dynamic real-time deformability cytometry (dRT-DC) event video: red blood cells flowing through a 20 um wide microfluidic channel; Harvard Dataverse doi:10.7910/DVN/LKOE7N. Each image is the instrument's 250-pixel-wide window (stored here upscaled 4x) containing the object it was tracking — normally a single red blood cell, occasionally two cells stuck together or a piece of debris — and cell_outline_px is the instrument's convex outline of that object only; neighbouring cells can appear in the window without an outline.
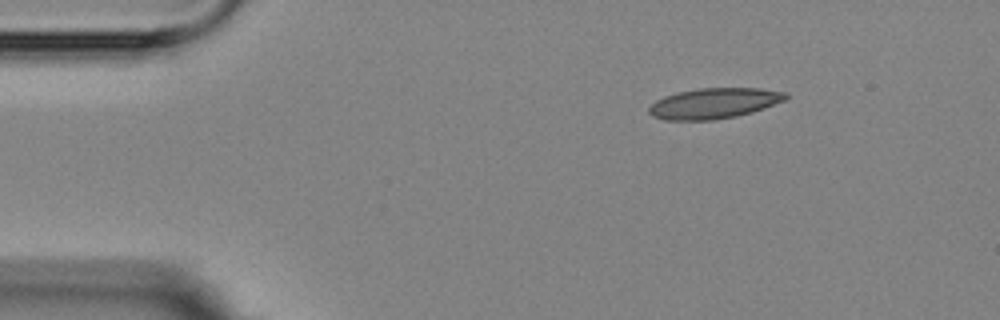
{"species": "Egyptian fruit bat (a non-hibernating species)", "species_latin": "Rousettus aegyptiacus", "temperature_condition": "room temperature", "stored_images_in_passage": 3, "camera_frame_rate_fps": 3000, "um_per_image_px": 0.085, "animal": {"sex": "female"}, "frame": {"image": 1, "passage_image": 1, "time_ms": 0.0, "image_size_px": [1000, 320], "cell_outline_px": [[788, 96], [784, 100], [764, 108], [752, 112], [736, 116], [716, 120], [664, 120], [652, 116], [648, 112], [648, 108], [656, 100], [664, 96], [680, 92], [700, 88], [760, 88], [788, 92]], "centroid_in_image_um": [60.69, 8.78], "position_along_channel_um": 24.3, "area_um2": 24.33}}